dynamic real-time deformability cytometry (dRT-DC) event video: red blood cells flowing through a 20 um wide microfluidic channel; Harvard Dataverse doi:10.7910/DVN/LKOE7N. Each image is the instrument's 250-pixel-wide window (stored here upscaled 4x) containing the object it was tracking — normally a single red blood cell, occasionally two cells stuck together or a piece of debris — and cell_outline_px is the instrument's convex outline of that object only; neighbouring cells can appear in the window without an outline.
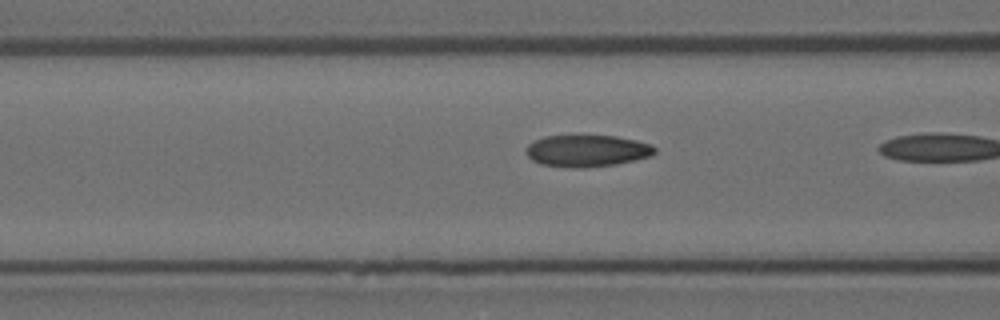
{"species": "Egyptian fruit bat (a non-hibernating species)", "species_latin": "Rousettus aegyptiacus", "temperature_condition": "room temperature", "stored_images_in_passage": 22, "camera_frame_rate_fps": 3000, "um_per_image_px": 0.085, "animal": {"sex": "female"}, "frame": {"image": 1, "passage_image": 20, "time_ms": 6.333, "image_size_px": [1000, 320], "cell_outline_px": [[656, 152], [652, 156], [616, 164], [584, 168], [572, 168], [540, 164], [532, 160], [524, 152], [528, 144], [544, 136], [616, 136], [636, 140], [652, 144], [656, 148]], "centroid_in_image_um": [49.9, 12.82], "position_along_channel_um": 116.7, "area_um2": 23.99}}